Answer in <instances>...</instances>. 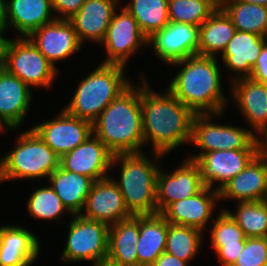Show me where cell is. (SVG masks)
<instances>
[{
    "mask_svg": "<svg viewBox=\"0 0 267 266\" xmlns=\"http://www.w3.org/2000/svg\"><path fill=\"white\" fill-rule=\"evenodd\" d=\"M141 80V109L144 144L150 142L152 152L161 155L182 144H190L195 113L168 89L156 92L144 75Z\"/></svg>",
    "mask_w": 267,
    "mask_h": 266,
    "instance_id": "cell-1",
    "label": "cell"
},
{
    "mask_svg": "<svg viewBox=\"0 0 267 266\" xmlns=\"http://www.w3.org/2000/svg\"><path fill=\"white\" fill-rule=\"evenodd\" d=\"M217 60L197 54L170 64L178 66L179 71L167 89L195 114L224 112L229 103L222 90Z\"/></svg>",
    "mask_w": 267,
    "mask_h": 266,
    "instance_id": "cell-2",
    "label": "cell"
},
{
    "mask_svg": "<svg viewBox=\"0 0 267 266\" xmlns=\"http://www.w3.org/2000/svg\"><path fill=\"white\" fill-rule=\"evenodd\" d=\"M96 135L113 154L142 153L144 133L141 83H132L92 123Z\"/></svg>",
    "mask_w": 267,
    "mask_h": 266,
    "instance_id": "cell-3",
    "label": "cell"
},
{
    "mask_svg": "<svg viewBox=\"0 0 267 266\" xmlns=\"http://www.w3.org/2000/svg\"><path fill=\"white\" fill-rule=\"evenodd\" d=\"M153 160L143 153L113 155L111 169L120 167L119 180L112 178L118 185L129 212L134 215L158 214L156 205L157 175L161 168L158 164L162 156L152 152ZM158 162V163H157Z\"/></svg>",
    "mask_w": 267,
    "mask_h": 266,
    "instance_id": "cell-4",
    "label": "cell"
},
{
    "mask_svg": "<svg viewBox=\"0 0 267 266\" xmlns=\"http://www.w3.org/2000/svg\"><path fill=\"white\" fill-rule=\"evenodd\" d=\"M127 67L101 63L84 77L63 109L70 115L93 123L101 112L132 82L124 75Z\"/></svg>",
    "mask_w": 267,
    "mask_h": 266,
    "instance_id": "cell-5",
    "label": "cell"
},
{
    "mask_svg": "<svg viewBox=\"0 0 267 266\" xmlns=\"http://www.w3.org/2000/svg\"><path fill=\"white\" fill-rule=\"evenodd\" d=\"M16 147L0 159V184L46 178L60 166V157L32 130L17 137Z\"/></svg>",
    "mask_w": 267,
    "mask_h": 266,
    "instance_id": "cell-6",
    "label": "cell"
},
{
    "mask_svg": "<svg viewBox=\"0 0 267 266\" xmlns=\"http://www.w3.org/2000/svg\"><path fill=\"white\" fill-rule=\"evenodd\" d=\"M2 67L30 88L48 89L59 72L28 37L5 39Z\"/></svg>",
    "mask_w": 267,
    "mask_h": 266,
    "instance_id": "cell-7",
    "label": "cell"
},
{
    "mask_svg": "<svg viewBox=\"0 0 267 266\" xmlns=\"http://www.w3.org/2000/svg\"><path fill=\"white\" fill-rule=\"evenodd\" d=\"M223 113L195 114L190 145L198 147L201 152L187 157L189 160L196 161L211 151L255 149L254 134L249 128L218 124L212 120Z\"/></svg>",
    "mask_w": 267,
    "mask_h": 266,
    "instance_id": "cell-8",
    "label": "cell"
},
{
    "mask_svg": "<svg viewBox=\"0 0 267 266\" xmlns=\"http://www.w3.org/2000/svg\"><path fill=\"white\" fill-rule=\"evenodd\" d=\"M66 246L61 259L64 262L92 261L93 266L107 260L109 226L82 215H72Z\"/></svg>",
    "mask_w": 267,
    "mask_h": 266,
    "instance_id": "cell-9",
    "label": "cell"
},
{
    "mask_svg": "<svg viewBox=\"0 0 267 266\" xmlns=\"http://www.w3.org/2000/svg\"><path fill=\"white\" fill-rule=\"evenodd\" d=\"M115 10L101 45L107 55L103 64H119L127 67L129 58L138 49L148 46V38L141 32L132 14L122 7ZM118 10V12H117Z\"/></svg>",
    "mask_w": 267,
    "mask_h": 266,
    "instance_id": "cell-10",
    "label": "cell"
},
{
    "mask_svg": "<svg viewBox=\"0 0 267 266\" xmlns=\"http://www.w3.org/2000/svg\"><path fill=\"white\" fill-rule=\"evenodd\" d=\"M60 158L93 134L92 123L62 109L52 120L31 128Z\"/></svg>",
    "mask_w": 267,
    "mask_h": 266,
    "instance_id": "cell-11",
    "label": "cell"
},
{
    "mask_svg": "<svg viewBox=\"0 0 267 266\" xmlns=\"http://www.w3.org/2000/svg\"><path fill=\"white\" fill-rule=\"evenodd\" d=\"M175 171L159 169L156 185V205L162 213L171 203L197 194L205 185L199 165L188 158Z\"/></svg>",
    "mask_w": 267,
    "mask_h": 266,
    "instance_id": "cell-12",
    "label": "cell"
},
{
    "mask_svg": "<svg viewBox=\"0 0 267 266\" xmlns=\"http://www.w3.org/2000/svg\"><path fill=\"white\" fill-rule=\"evenodd\" d=\"M148 45L166 64L197 55L199 26L170 22L148 38Z\"/></svg>",
    "mask_w": 267,
    "mask_h": 266,
    "instance_id": "cell-13",
    "label": "cell"
},
{
    "mask_svg": "<svg viewBox=\"0 0 267 266\" xmlns=\"http://www.w3.org/2000/svg\"><path fill=\"white\" fill-rule=\"evenodd\" d=\"M80 215L109 227L133 216L127 209L121 191L112 177L94 181Z\"/></svg>",
    "mask_w": 267,
    "mask_h": 266,
    "instance_id": "cell-14",
    "label": "cell"
},
{
    "mask_svg": "<svg viewBox=\"0 0 267 266\" xmlns=\"http://www.w3.org/2000/svg\"><path fill=\"white\" fill-rule=\"evenodd\" d=\"M254 156L255 149L218 150L202 154L195 162L199 165L204 185L220 191Z\"/></svg>",
    "mask_w": 267,
    "mask_h": 266,
    "instance_id": "cell-15",
    "label": "cell"
},
{
    "mask_svg": "<svg viewBox=\"0 0 267 266\" xmlns=\"http://www.w3.org/2000/svg\"><path fill=\"white\" fill-rule=\"evenodd\" d=\"M28 38L56 69V62L69 58L82 47L73 24L66 19H55Z\"/></svg>",
    "mask_w": 267,
    "mask_h": 266,
    "instance_id": "cell-16",
    "label": "cell"
},
{
    "mask_svg": "<svg viewBox=\"0 0 267 266\" xmlns=\"http://www.w3.org/2000/svg\"><path fill=\"white\" fill-rule=\"evenodd\" d=\"M113 154L94 134L60 158V166L69 172L85 175L94 181L109 177Z\"/></svg>",
    "mask_w": 267,
    "mask_h": 266,
    "instance_id": "cell-17",
    "label": "cell"
},
{
    "mask_svg": "<svg viewBox=\"0 0 267 266\" xmlns=\"http://www.w3.org/2000/svg\"><path fill=\"white\" fill-rule=\"evenodd\" d=\"M219 202V192L204 186L197 194L171 203L161 215L174 225L190 226L203 231Z\"/></svg>",
    "mask_w": 267,
    "mask_h": 266,
    "instance_id": "cell-18",
    "label": "cell"
},
{
    "mask_svg": "<svg viewBox=\"0 0 267 266\" xmlns=\"http://www.w3.org/2000/svg\"><path fill=\"white\" fill-rule=\"evenodd\" d=\"M32 95L28 85L0 66V121L7 130L14 131L23 125Z\"/></svg>",
    "mask_w": 267,
    "mask_h": 266,
    "instance_id": "cell-19",
    "label": "cell"
},
{
    "mask_svg": "<svg viewBox=\"0 0 267 266\" xmlns=\"http://www.w3.org/2000/svg\"><path fill=\"white\" fill-rule=\"evenodd\" d=\"M120 0H86L80 10L68 19L80 43L88 40L101 44Z\"/></svg>",
    "mask_w": 267,
    "mask_h": 266,
    "instance_id": "cell-20",
    "label": "cell"
},
{
    "mask_svg": "<svg viewBox=\"0 0 267 266\" xmlns=\"http://www.w3.org/2000/svg\"><path fill=\"white\" fill-rule=\"evenodd\" d=\"M232 101L251 127V132L267 129V85L241 78L231 83Z\"/></svg>",
    "mask_w": 267,
    "mask_h": 266,
    "instance_id": "cell-21",
    "label": "cell"
},
{
    "mask_svg": "<svg viewBox=\"0 0 267 266\" xmlns=\"http://www.w3.org/2000/svg\"><path fill=\"white\" fill-rule=\"evenodd\" d=\"M266 42L267 37L236 30L220 55L222 64L228 68V71L235 72L231 76V82L251 76L252 68Z\"/></svg>",
    "mask_w": 267,
    "mask_h": 266,
    "instance_id": "cell-22",
    "label": "cell"
},
{
    "mask_svg": "<svg viewBox=\"0 0 267 266\" xmlns=\"http://www.w3.org/2000/svg\"><path fill=\"white\" fill-rule=\"evenodd\" d=\"M219 200H267V168L254 156L245 168L218 191Z\"/></svg>",
    "mask_w": 267,
    "mask_h": 266,
    "instance_id": "cell-23",
    "label": "cell"
},
{
    "mask_svg": "<svg viewBox=\"0 0 267 266\" xmlns=\"http://www.w3.org/2000/svg\"><path fill=\"white\" fill-rule=\"evenodd\" d=\"M9 28L18 32L16 37H29L39 27L56 19L51 0H5Z\"/></svg>",
    "mask_w": 267,
    "mask_h": 266,
    "instance_id": "cell-24",
    "label": "cell"
},
{
    "mask_svg": "<svg viewBox=\"0 0 267 266\" xmlns=\"http://www.w3.org/2000/svg\"><path fill=\"white\" fill-rule=\"evenodd\" d=\"M212 220L211 247L222 266H233L245 246L243 230L224 208Z\"/></svg>",
    "mask_w": 267,
    "mask_h": 266,
    "instance_id": "cell-25",
    "label": "cell"
},
{
    "mask_svg": "<svg viewBox=\"0 0 267 266\" xmlns=\"http://www.w3.org/2000/svg\"><path fill=\"white\" fill-rule=\"evenodd\" d=\"M139 215L109 227L107 261L117 266H138Z\"/></svg>",
    "mask_w": 267,
    "mask_h": 266,
    "instance_id": "cell-26",
    "label": "cell"
},
{
    "mask_svg": "<svg viewBox=\"0 0 267 266\" xmlns=\"http://www.w3.org/2000/svg\"><path fill=\"white\" fill-rule=\"evenodd\" d=\"M48 182L72 216L82 213L94 180L59 166L48 176Z\"/></svg>",
    "mask_w": 267,
    "mask_h": 266,
    "instance_id": "cell-27",
    "label": "cell"
},
{
    "mask_svg": "<svg viewBox=\"0 0 267 266\" xmlns=\"http://www.w3.org/2000/svg\"><path fill=\"white\" fill-rule=\"evenodd\" d=\"M168 221L160 214L139 215L138 266H151L165 252Z\"/></svg>",
    "mask_w": 267,
    "mask_h": 266,
    "instance_id": "cell-28",
    "label": "cell"
},
{
    "mask_svg": "<svg viewBox=\"0 0 267 266\" xmlns=\"http://www.w3.org/2000/svg\"><path fill=\"white\" fill-rule=\"evenodd\" d=\"M236 28L225 11H214L199 26V45L197 54L214 56L222 54L233 38Z\"/></svg>",
    "mask_w": 267,
    "mask_h": 266,
    "instance_id": "cell-29",
    "label": "cell"
},
{
    "mask_svg": "<svg viewBox=\"0 0 267 266\" xmlns=\"http://www.w3.org/2000/svg\"><path fill=\"white\" fill-rule=\"evenodd\" d=\"M124 7L135 18L147 38L170 23L168 0H131Z\"/></svg>",
    "mask_w": 267,
    "mask_h": 266,
    "instance_id": "cell-30",
    "label": "cell"
},
{
    "mask_svg": "<svg viewBox=\"0 0 267 266\" xmlns=\"http://www.w3.org/2000/svg\"><path fill=\"white\" fill-rule=\"evenodd\" d=\"M224 11L238 31L267 37V7L237 0H228Z\"/></svg>",
    "mask_w": 267,
    "mask_h": 266,
    "instance_id": "cell-31",
    "label": "cell"
},
{
    "mask_svg": "<svg viewBox=\"0 0 267 266\" xmlns=\"http://www.w3.org/2000/svg\"><path fill=\"white\" fill-rule=\"evenodd\" d=\"M203 231L195 227L174 225L168 222L165 252L180 260L191 262L202 246Z\"/></svg>",
    "mask_w": 267,
    "mask_h": 266,
    "instance_id": "cell-32",
    "label": "cell"
},
{
    "mask_svg": "<svg viewBox=\"0 0 267 266\" xmlns=\"http://www.w3.org/2000/svg\"><path fill=\"white\" fill-rule=\"evenodd\" d=\"M237 210H225L243 230L246 238L267 237V200L237 202Z\"/></svg>",
    "mask_w": 267,
    "mask_h": 266,
    "instance_id": "cell-33",
    "label": "cell"
},
{
    "mask_svg": "<svg viewBox=\"0 0 267 266\" xmlns=\"http://www.w3.org/2000/svg\"><path fill=\"white\" fill-rule=\"evenodd\" d=\"M26 206L29 214L37 220L55 222L63 217L64 213L71 215L50 185L36 189L31 193Z\"/></svg>",
    "mask_w": 267,
    "mask_h": 266,
    "instance_id": "cell-34",
    "label": "cell"
},
{
    "mask_svg": "<svg viewBox=\"0 0 267 266\" xmlns=\"http://www.w3.org/2000/svg\"><path fill=\"white\" fill-rule=\"evenodd\" d=\"M213 12L201 0H168L170 22L200 26Z\"/></svg>",
    "mask_w": 267,
    "mask_h": 266,
    "instance_id": "cell-35",
    "label": "cell"
},
{
    "mask_svg": "<svg viewBox=\"0 0 267 266\" xmlns=\"http://www.w3.org/2000/svg\"><path fill=\"white\" fill-rule=\"evenodd\" d=\"M36 235L22 226L5 225L0 227V247L11 251H40Z\"/></svg>",
    "mask_w": 267,
    "mask_h": 266,
    "instance_id": "cell-36",
    "label": "cell"
},
{
    "mask_svg": "<svg viewBox=\"0 0 267 266\" xmlns=\"http://www.w3.org/2000/svg\"><path fill=\"white\" fill-rule=\"evenodd\" d=\"M233 266H267V237L246 238Z\"/></svg>",
    "mask_w": 267,
    "mask_h": 266,
    "instance_id": "cell-37",
    "label": "cell"
},
{
    "mask_svg": "<svg viewBox=\"0 0 267 266\" xmlns=\"http://www.w3.org/2000/svg\"><path fill=\"white\" fill-rule=\"evenodd\" d=\"M40 251H11L0 247V266H30Z\"/></svg>",
    "mask_w": 267,
    "mask_h": 266,
    "instance_id": "cell-38",
    "label": "cell"
},
{
    "mask_svg": "<svg viewBox=\"0 0 267 266\" xmlns=\"http://www.w3.org/2000/svg\"><path fill=\"white\" fill-rule=\"evenodd\" d=\"M86 0H51L56 19H70L77 13Z\"/></svg>",
    "mask_w": 267,
    "mask_h": 266,
    "instance_id": "cell-39",
    "label": "cell"
},
{
    "mask_svg": "<svg viewBox=\"0 0 267 266\" xmlns=\"http://www.w3.org/2000/svg\"><path fill=\"white\" fill-rule=\"evenodd\" d=\"M250 78L256 82L264 83L267 85V42L261 49L255 66L252 68Z\"/></svg>",
    "mask_w": 267,
    "mask_h": 266,
    "instance_id": "cell-40",
    "label": "cell"
},
{
    "mask_svg": "<svg viewBox=\"0 0 267 266\" xmlns=\"http://www.w3.org/2000/svg\"><path fill=\"white\" fill-rule=\"evenodd\" d=\"M254 142H255V156L267 168V129H263L256 132L254 134Z\"/></svg>",
    "mask_w": 267,
    "mask_h": 266,
    "instance_id": "cell-41",
    "label": "cell"
},
{
    "mask_svg": "<svg viewBox=\"0 0 267 266\" xmlns=\"http://www.w3.org/2000/svg\"><path fill=\"white\" fill-rule=\"evenodd\" d=\"M189 262L180 260L174 255L163 252L151 266H188Z\"/></svg>",
    "mask_w": 267,
    "mask_h": 266,
    "instance_id": "cell-42",
    "label": "cell"
},
{
    "mask_svg": "<svg viewBox=\"0 0 267 266\" xmlns=\"http://www.w3.org/2000/svg\"><path fill=\"white\" fill-rule=\"evenodd\" d=\"M6 30L9 29L6 19L5 0H0V34L4 36V38H6L5 37Z\"/></svg>",
    "mask_w": 267,
    "mask_h": 266,
    "instance_id": "cell-43",
    "label": "cell"
},
{
    "mask_svg": "<svg viewBox=\"0 0 267 266\" xmlns=\"http://www.w3.org/2000/svg\"><path fill=\"white\" fill-rule=\"evenodd\" d=\"M210 6L214 11H224L228 0H201Z\"/></svg>",
    "mask_w": 267,
    "mask_h": 266,
    "instance_id": "cell-44",
    "label": "cell"
},
{
    "mask_svg": "<svg viewBox=\"0 0 267 266\" xmlns=\"http://www.w3.org/2000/svg\"><path fill=\"white\" fill-rule=\"evenodd\" d=\"M240 2H245L249 4H258V5H263L267 7V0H237Z\"/></svg>",
    "mask_w": 267,
    "mask_h": 266,
    "instance_id": "cell-45",
    "label": "cell"
},
{
    "mask_svg": "<svg viewBox=\"0 0 267 266\" xmlns=\"http://www.w3.org/2000/svg\"><path fill=\"white\" fill-rule=\"evenodd\" d=\"M5 39L6 38H4V36L0 34V66H2L3 46H4Z\"/></svg>",
    "mask_w": 267,
    "mask_h": 266,
    "instance_id": "cell-46",
    "label": "cell"
},
{
    "mask_svg": "<svg viewBox=\"0 0 267 266\" xmlns=\"http://www.w3.org/2000/svg\"><path fill=\"white\" fill-rule=\"evenodd\" d=\"M96 266H117V265L112 264L106 260V261H102V262L98 263Z\"/></svg>",
    "mask_w": 267,
    "mask_h": 266,
    "instance_id": "cell-47",
    "label": "cell"
},
{
    "mask_svg": "<svg viewBox=\"0 0 267 266\" xmlns=\"http://www.w3.org/2000/svg\"><path fill=\"white\" fill-rule=\"evenodd\" d=\"M5 127H6V126L0 121V133H1V132H5V131H4V129H6Z\"/></svg>",
    "mask_w": 267,
    "mask_h": 266,
    "instance_id": "cell-48",
    "label": "cell"
}]
</instances>
